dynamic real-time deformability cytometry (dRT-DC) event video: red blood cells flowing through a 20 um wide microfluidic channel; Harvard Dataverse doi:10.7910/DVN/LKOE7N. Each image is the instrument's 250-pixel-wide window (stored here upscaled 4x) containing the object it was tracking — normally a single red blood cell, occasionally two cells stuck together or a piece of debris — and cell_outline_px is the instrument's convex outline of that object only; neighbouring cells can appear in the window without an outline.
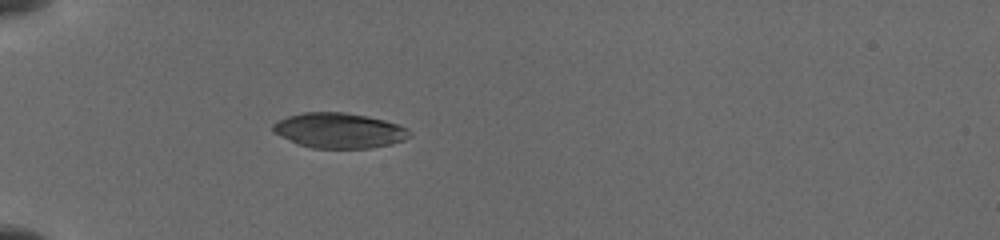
{"species": "common noctule bat (a hibernating species)", "species_latin": "Nyctalus noctula", "temperature_condition": "cold", "stored_images_in_passage": 25, "camera_frame_rate_fps": 3000, "um_per_image_px": 0.085, "animal": {"sex": "female", "body_mass_g": 19.5, "forearm_length_mm": 54.1}, "frame": {"image": 1, "passage_image": 11, "time_ms": 2.333, "image_size_px": [1000, 240], "cell_outline_px": [[412, 136], [404, 140], [392, 144], [368, 148], [312, 148], [300, 144], [280, 136], [272, 132], [272, 124], [288, 116], [304, 112], [344, 112], [368, 116], [384, 120], [408, 128], [412, 132]], "centroid_in_image_um": [28.85, 11.09], "position_along_channel_um": 56.1, "area_um2": 28.03}}
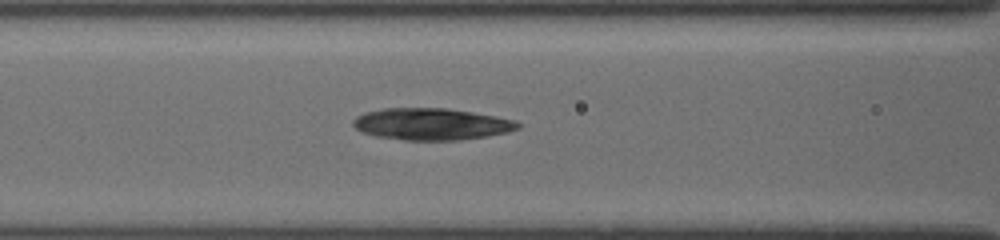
{"frame": {"image": 2, "passage_image": 20, "time_ms": 4.667, "image_size_px": [1000, 240], "cell_outline_px": [[520, 128], [508, 132], [488, 136], [460, 140], [404, 140], [376, 136], [364, 132], [356, 128], [352, 124], [352, 120], [356, 116], [364, 112], [384, 108], [448, 108], [496, 116], [516, 120], [520, 124]], "centroid_in_image_um": [36.69, 10.54], "position_along_channel_um": 129.9, "area_um2": 30.63}}
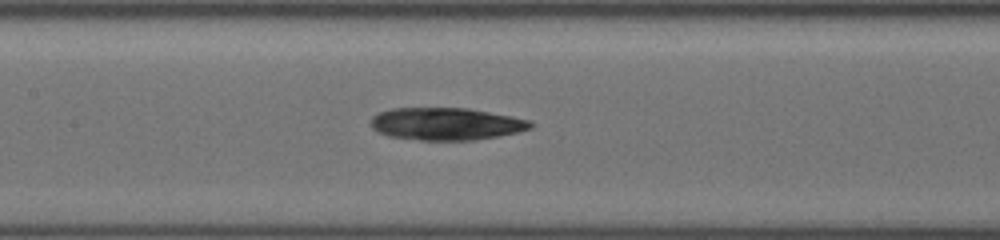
{"frame": {"image": 3, "passage_image": 23, "time_ms": 5.667, "image_size_px": [1000, 240], "cell_outline_px": [[532, 128], [516, 132], [476, 140], [420, 140], [388, 136], [372, 128], [372, 116], [380, 112], [392, 108], [468, 108], [512, 116], [528, 120], [532, 124]], "centroid_in_image_um": [37.91, 10.52], "position_along_channel_um": 169.5, "area_um2": 29.94}}